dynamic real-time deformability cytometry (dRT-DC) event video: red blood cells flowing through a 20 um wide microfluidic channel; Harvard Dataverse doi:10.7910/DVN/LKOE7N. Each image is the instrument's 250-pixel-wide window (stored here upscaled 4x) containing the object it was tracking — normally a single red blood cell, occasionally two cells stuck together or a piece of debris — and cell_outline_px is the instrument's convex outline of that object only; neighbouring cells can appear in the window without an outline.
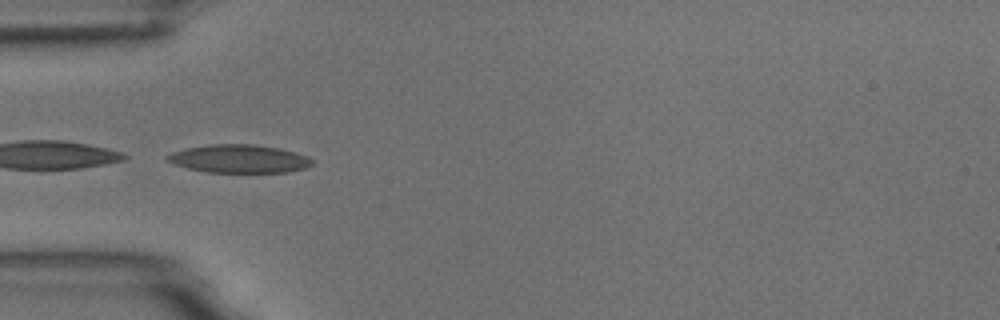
{"species": "common noctule bat (a hibernating species)", "species_latin": "Nyctalus noctula", "temperature_condition": "room temperature", "stored_images_in_passage": 5, "camera_frame_rate_fps": 3000, "um_per_image_px": 0.085, "animal": {"sex": "male", "body_mass_g": 18.8}, "frame": {"image": 1, "passage_image": 5, "time_ms": 4.333, "image_size_px": [1000, 320], "cell_outline_px": [[312, 164], [304, 168], [288, 172], [208, 172], [188, 168], [172, 164], [164, 160], [164, 156], [172, 152], [188, 148], [208, 144], [256, 144], [280, 148], [296, 152], [308, 156], [312, 160]], "centroid_in_image_um": [20.29, 13.49], "position_along_channel_um": 64.7, "area_um2": 23.93}}